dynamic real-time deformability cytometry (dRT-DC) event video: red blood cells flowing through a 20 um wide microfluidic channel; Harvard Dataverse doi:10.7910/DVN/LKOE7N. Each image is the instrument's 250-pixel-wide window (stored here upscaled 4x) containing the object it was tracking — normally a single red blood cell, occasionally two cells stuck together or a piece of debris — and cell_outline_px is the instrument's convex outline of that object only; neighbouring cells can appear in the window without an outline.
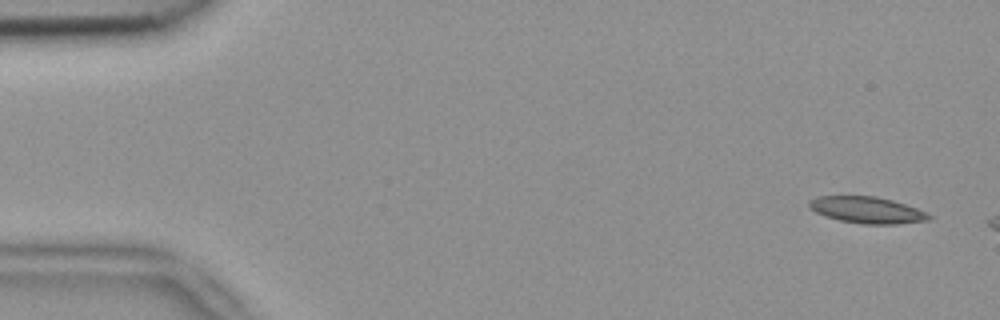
{"species": "common noctule bat (a hibernating species)", "species_latin": "Nyctalus noctula", "temperature_condition": "room temperature", "stored_images_in_passage": 10, "camera_frame_rate_fps": 3000, "um_per_image_px": 0.085, "animal": {"sex": "female", "body_mass_g": 18.4}, "frame": {"image": 1, "passage_image": 1, "time_ms": 0.0, "image_size_px": [1000, 320], "cell_outline_px": [[936, 216], [928, 220], [896, 224], [864, 224], [840, 220], [824, 216], [808, 208], [808, 200], [816, 196], [876, 196], [892, 200], [916, 208]], "centroid_in_image_um": [73.68, 17.85], "position_along_channel_um": 11.3, "area_um2": 18.61}}